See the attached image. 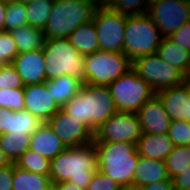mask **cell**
Returning a JSON list of instances; mask_svg holds the SVG:
<instances>
[{
	"label": "cell",
	"instance_id": "1",
	"mask_svg": "<svg viewBox=\"0 0 190 190\" xmlns=\"http://www.w3.org/2000/svg\"><path fill=\"white\" fill-rule=\"evenodd\" d=\"M62 108L93 133L117 112L109 86L86 83Z\"/></svg>",
	"mask_w": 190,
	"mask_h": 190
},
{
	"label": "cell",
	"instance_id": "2",
	"mask_svg": "<svg viewBox=\"0 0 190 190\" xmlns=\"http://www.w3.org/2000/svg\"><path fill=\"white\" fill-rule=\"evenodd\" d=\"M97 170V152L93 143L66 147L51 160V182L68 181L86 190Z\"/></svg>",
	"mask_w": 190,
	"mask_h": 190
},
{
	"label": "cell",
	"instance_id": "3",
	"mask_svg": "<svg viewBox=\"0 0 190 190\" xmlns=\"http://www.w3.org/2000/svg\"><path fill=\"white\" fill-rule=\"evenodd\" d=\"M97 152V169L110 176L122 188L133 187L139 154L136 144L92 142Z\"/></svg>",
	"mask_w": 190,
	"mask_h": 190
},
{
	"label": "cell",
	"instance_id": "4",
	"mask_svg": "<svg viewBox=\"0 0 190 190\" xmlns=\"http://www.w3.org/2000/svg\"><path fill=\"white\" fill-rule=\"evenodd\" d=\"M100 4V0H54L43 29L45 38H68L79 25L92 21Z\"/></svg>",
	"mask_w": 190,
	"mask_h": 190
},
{
	"label": "cell",
	"instance_id": "5",
	"mask_svg": "<svg viewBox=\"0 0 190 190\" xmlns=\"http://www.w3.org/2000/svg\"><path fill=\"white\" fill-rule=\"evenodd\" d=\"M42 50L47 80L70 75L85 83L84 55L70 43L69 38L46 39Z\"/></svg>",
	"mask_w": 190,
	"mask_h": 190
},
{
	"label": "cell",
	"instance_id": "6",
	"mask_svg": "<svg viewBox=\"0 0 190 190\" xmlns=\"http://www.w3.org/2000/svg\"><path fill=\"white\" fill-rule=\"evenodd\" d=\"M164 39L155 22L147 15L127 17L124 35V54L134 59L157 52Z\"/></svg>",
	"mask_w": 190,
	"mask_h": 190
},
{
	"label": "cell",
	"instance_id": "7",
	"mask_svg": "<svg viewBox=\"0 0 190 190\" xmlns=\"http://www.w3.org/2000/svg\"><path fill=\"white\" fill-rule=\"evenodd\" d=\"M85 83L109 86L132 68V61L123 52L98 50L84 55Z\"/></svg>",
	"mask_w": 190,
	"mask_h": 190
},
{
	"label": "cell",
	"instance_id": "8",
	"mask_svg": "<svg viewBox=\"0 0 190 190\" xmlns=\"http://www.w3.org/2000/svg\"><path fill=\"white\" fill-rule=\"evenodd\" d=\"M117 111L136 113L156 92L131 68L109 85Z\"/></svg>",
	"mask_w": 190,
	"mask_h": 190
},
{
	"label": "cell",
	"instance_id": "9",
	"mask_svg": "<svg viewBox=\"0 0 190 190\" xmlns=\"http://www.w3.org/2000/svg\"><path fill=\"white\" fill-rule=\"evenodd\" d=\"M132 69L150 84L156 93L183 84L186 76L180 69L161 59L157 53L134 59Z\"/></svg>",
	"mask_w": 190,
	"mask_h": 190
},
{
	"label": "cell",
	"instance_id": "10",
	"mask_svg": "<svg viewBox=\"0 0 190 190\" xmlns=\"http://www.w3.org/2000/svg\"><path fill=\"white\" fill-rule=\"evenodd\" d=\"M127 16L101 4L93 16L100 50L124 53V35Z\"/></svg>",
	"mask_w": 190,
	"mask_h": 190
},
{
	"label": "cell",
	"instance_id": "11",
	"mask_svg": "<svg viewBox=\"0 0 190 190\" xmlns=\"http://www.w3.org/2000/svg\"><path fill=\"white\" fill-rule=\"evenodd\" d=\"M141 134V125L136 113L117 111L95 131L93 142L136 144Z\"/></svg>",
	"mask_w": 190,
	"mask_h": 190
},
{
	"label": "cell",
	"instance_id": "12",
	"mask_svg": "<svg viewBox=\"0 0 190 190\" xmlns=\"http://www.w3.org/2000/svg\"><path fill=\"white\" fill-rule=\"evenodd\" d=\"M147 15L164 37L190 21V2L185 0H156L149 4Z\"/></svg>",
	"mask_w": 190,
	"mask_h": 190
},
{
	"label": "cell",
	"instance_id": "13",
	"mask_svg": "<svg viewBox=\"0 0 190 190\" xmlns=\"http://www.w3.org/2000/svg\"><path fill=\"white\" fill-rule=\"evenodd\" d=\"M47 123L65 147H81L91 144L94 140V133L63 108L59 109Z\"/></svg>",
	"mask_w": 190,
	"mask_h": 190
},
{
	"label": "cell",
	"instance_id": "14",
	"mask_svg": "<svg viewBox=\"0 0 190 190\" xmlns=\"http://www.w3.org/2000/svg\"><path fill=\"white\" fill-rule=\"evenodd\" d=\"M24 110L41 122H47L61 107L47 90L45 82L24 86Z\"/></svg>",
	"mask_w": 190,
	"mask_h": 190
},
{
	"label": "cell",
	"instance_id": "15",
	"mask_svg": "<svg viewBox=\"0 0 190 190\" xmlns=\"http://www.w3.org/2000/svg\"><path fill=\"white\" fill-rule=\"evenodd\" d=\"M142 132L166 134L172 119L167 114L164 104L157 94L149 99L137 112Z\"/></svg>",
	"mask_w": 190,
	"mask_h": 190
},
{
	"label": "cell",
	"instance_id": "16",
	"mask_svg": "<svg viewBox=\"0 0 190 190\" xmlns=\"http://www.w3.org/2000/svg\"><path fill=\"white\" fill-rule=\"evenodd\" d=\"M11 64L17 70L25 86L47 81L42 49L19 53Z\"/></svg>",
	"mask_w": 190,
	"mask_h": 190
},
{
	"label": "cell",
	"instance_id": "17",
	"mask_svg": "<svg viewBox=\"0 0 190 190\" xmlns=\"http://www.w3.org/2000/svg\"><path fill=\"white\" fill-rule=\"evenodd\" d=\"M156 94L172 120L190 119V93L185 83L160 90Z\"/></svg>",
	"mask_w": 190,
	"mask_h": 190
},
{
	"label": "cell",
	"instance_id": "18",
	"mask_svg": "<svg viewBox=\"0 0 190 190\" xmlns=\"http://www.w3.org/2000/svg\"><path fill=\"white\" fill-rule=\"evenodd\" d=\"M175 145L166 134H152L142 132L141 137L136 143V149L140 156L165 161L173 151Z\"/></svg>",
	"mask_w": 190,
	"mask_h": 190
},
{
	"label": "cell",
	"instance_id": "19",
	"mask_svg": "<svg viewBox=\"0 0 190 190\" xmlns=\"http://www.w3.org/2000/svg\"><path fill=\"white\" fill-rule=\"evenodd\" d=\"M66 147L60 138L53 132L47 122H44L31 135L29 149L40 153L43 157L52 160Z\"/></svg>",
	"mask_w": 190,
	"mask_h": 190
},
{
	"label": "cell",
	"instance_id": "20",
	"mask_svg": "<svg viewBox=\"0 0 190 190\" xmlns=\"http://www.w3.org/2000/svg\"><path fill=\"white\" fill-rule=\"evenodd\" d=\"M163 180H171L165 161L139 155L133 178V187L137 188Z\"/></svg>",
	"mask_w": 190,
	"mask_h": 190
},
{
	"label": "cell",
	"instance_id": "21",
	"mask_svg": "<svg viewBox=\"0 0 190 190\" xmlns=\"http://www.w3.org/2000/svg\"><path fill=\"white\" fill-rule=\"evenodd\" d=\"M45 83L47 90L51 92L53 99L61 108L81 90L84 84L81 80L70 75L47 80Z\"/></svg>",
	"mask_w": 190,
	"mask_h": 190
},
{
	"label": "cell",
	"instance_id": "22",
	"mask_svg": "<svg viewBox=\"0 0 190 190\" xmlns=\"http://www.w3.org/2000/svg\"><path fill=\"white\" fill-rule=\"evenodd\" d=\"M156 53L161 59L180 69L185 75L190 73V52L172 42L168 37H164Z\"/></svg>",
	"mask_w": 190,
	"mask_h": 190
},
{
	"label": "cell",
	"instance_id": "23",
	"mask_svg": "<svg viewBox=\"0 0 190 190\" xmlns=\"http://www.w3.org/2000/svg\"><path fill=\"white\" fill-rule=\"evenodd\" d=\"M68 38L70 43L83 55L92 54L100 50L93 21L79 25Z\"/></svg>",
	"mask_w": 190,
	"mask_h": 190
},
{
	"label": "cell",
	"instance_id": "24",
	"mask_svg": "<svg viewBox=\"0 0 190 190\" xmlns=\"http://www.w3.org/2000/svg\"><path fill=\"white\" fill-rule=\"evenodd\" d=\"M16 42L19 53L42 49L45 43L44 30L30 25L9 31Z\"/></svg>",
	"mask_w": 190,
	"mask_h": 190
},
{
	"label": "cell",
	"instance_id": "25",
	"mask_svg": "<svg viewBox=\"0 0 190 190\" xmlns=\"http://www.w3.org/2000/svg\"><path fill=\"white\" fill-rule=\"evenodd\" d=\"M50 176L20 169L14 163L13 190H51Z\"/></svg>",
	"mask_w": 190,
	"mask_h": 190
},
{
	"label": "cell",
	"instance_id": "26",
	"mask_svg": "<svg viewBox=\"0 0 190 190\" xmlns=\"http://www.w3.org/2000/svg\"><path fill=\"white\" fill-rule=\"evenodd\" d=\"M42 123L27 110L13 111L8 109L7 133L31 136Z\"/></svg>",
	"mask_w": 190,
	"mask_h": 190
},
{
	"label": "cell",
	"instance_id": "27",
	"mask_svg": "<svg viewBox=\"0 0 190 190\" xmlns=\"http://www.w3.org/2000/svg\"><path fill=\"white\" fill-rule=\"evenodd\" d=\"M31 136L18 133L0 134V148L10 159L15 162L25 151L29 149Z\"/></svg>",
	"mask_w": 190,
	"mask_h": 190
},
{
	"label": "cell",
	"instance_id": "28",
	"mask_svg": "<svg viewBox=\"0 0 190 190\" xmlns=\"http://www.w3.org/2000/svg\"><path fill=\"white\" fill-rule=\"evenodd\" d=\"M14 163L20 169L42 175H50L51 160L30 149L25 151Z\"/></svg>",
	"mask_w": 190,
	"mask_h": 190
},
{
	"label": "cell",
	"instance_id": "29",
	"mask_svg": "<svg viewBox=\"0 0 190 190\" xmlns=\"http://www.w3.org/2000/svg\"><path fill=\"white\" fill-rule=\"evenodd\" d=\"M53 5L54 0H37L25 4L28 16V25L44 29Z\"/></svg>",
	"mask_w": 190,
	"mask_h": 190
},
{
	"label": "cell",
	"instance_id": "30",
	"mask_svg": "<svg viewBox=\"0 0 190 190\" xmlns=\"http://www.w3.org/2000/svg\"><path fill=\"white\" fill-rule=\"evenodd\" d=\"M165 164L171 180L190 165V145L175 146L165 159Z\"/></svg>",
	"mask_w": 190,
	"mask_h": 190
},
{
	"label": "cell",
	"instance_id": "31",
	"mask_svg": "<svg viewBox=\"0 0 190 190\" xmlns=\"http://www.w3.org/2000/svg\"><path fill=\"white\" fill-rule=\"evenodd\" d=\"M102 3L127 17L147 14L150 4L148 0H103Z\"/></svg>",
	"mask_w": 190,
	"mask_h": 190
},
{
	"label": "cell",
	"instance_id": "32",
	"mask_svg": "<svg viewBox=\"0 0 190 190\" xmlns=\"http://www.w3.org/2000/svg\"><path fill=\"white\" fill-rule=\"evenodd\" d=\"M24 25H28L25 4L19 0L8 1L5 14V31L9 32Z\"/></svg>",
	"mask_w": 190,
	"mask_h": 190
},
{
	"label": "cell",
	"instance_id": "33",
	"mask_svg": "<svg viewBox=\"0 0 190 190\" xmlns=\"http://www.w3.org/2000/svg\"><path fill=\"white\" fill-rule=\"evenodd\" d=\"M24 88L0 89V108L24 110Z\"/></svg>",
	"mask_w": 190,
	"mask_h": 190
},
{
	"label": "cell",
	"instance_id": "34",
	"mask_svg": "<svg viewBox=\"0 0 190 190\" xmlns=\"http://www.w3.org/2000/svg\"><path fill=\"white\" fill-rule=\"evenodd\" d=\"M168 135L175 146L190 145V123L188 121L172 120Z\"/></svg>",
	"mask_w": 190,
	"mask_h": 190
},
{
	"label": "cell",
	"instance_id": "35",
	"mask_svg": "<svg viewBox=\"0 0 190 190\" xmlns=\"http://www.w3.org/2000/svg\"><path fill=\"white\" fill-rule=\"evenodd\" d=\"M18 54V47L10 32L0 31V65L11 63Z\"/></svg>",
	"mask_w": 190,
	"mask_h": 190
},
{
	"label": "cell",
	"instance_id": "36",
	"mask_svg": "<svg viewBox=\"0 0 190 190\" xmlns=\"http://www.w3.org/2000/svg\"><path fill=\"white\" fill-rule=\"evenodd\" d=\"M24 83L11 63L0 65V89L24 88Z\"/></svg>",
	"mask_w": 190,
	"mask_h": 190
},
{
	"label": "cell",
	"instance_id": "37",
	"mask_svg": "<svg viewBox=\"0 0 190 190\" xmlns=\"http://www.w3.org/2000/svg\"><path fill=\"white\" fill-rule=\"evenodd\" d=\"M86 190H122V187L110 176L97 169Z\"/></svg>",
	"mask_w": 190,
	"mask_h": 190
},
{
	"label": "cell",
	"instance_id": "38",
	"mask_svg": "<svg viewBox=\"0 0 190 190\" xmlns=\"http://www.w3.org/2000/svg\"><path fill=\"white\" fill-rule=\"evenodd\" d=\"M168 38L190 52V21L178 28Z\"/></svg>",
	"mask_w": 190,
	"mask_h": 190
},
{
	"label": "cell",
	"instance_id": "39",
	"mask_svg": "<svg viewBox=\"0 0 190 190\" xmlns=\"http://www.w3.org/2000/svg\"><path fill=\"white\" fill-rule=\"evenodd\" d=\"M14 162L0 168V190H13Z\"/></svg>",
	"mask_w": 190,
	"mask_h": 190
},
{
	"label": "cell",
	"instance_id": "40",
	"mask_svg": "<svg viewBox=\"0 0 190 190\" xmlns=\"http://www.w3.org/2000/svg\"><path fill=\"white\" fill-rule=\"evenodd\" d=\"M174 190H190V165L173 179Z\"/></svg>",
	"mask_w": 190,
	"mask_h": 190
},
{
	"label": "cell",
	"instance_id": "41",
	"mask_svg": "<svg viewBox=\"0 0 190 190\" xmlns=\"http://www.w3.org/2000/svg\"><path fill=\"white\" fill-rule=\"evenodd\" d=\"M137 188L138 190H174L172 180H163Z\"/></svg>",
	"mask_w": 190,
	"mask_h": 190
},
{
	"label": "cell",
	"instance_id": "42",
	"mask_svg": "<svg viewBox=\"0 0 190 190\" xmlns=\"http://www.w3.org/2000/svg\"><path fill=\"white\" fill-rule=\"evenodd\" d=\"M51 190H84L78 187L76 184H73L68 181H62L58 183H53L51 186Z\"/></svg>",
	"mask_w": 190,
	"mask_h": 190
},
{
	"label": "cell",
	"instance_id": "43",
	"mask_svg": "<svg viewBox=\"0 0 190 190\" xmlns=\"http://www.w3.org/2000/svg\"><path fill=\"white\" fill-rule=\"evenodd\" d=\"M8 109L0 108V134L7 133Z\"/></svg>",
	"mask_w": 190,
	"mask_h": 190
},
{
	"label": "cell",
	"instance_id": "44",
	"mask_svg": "<svg viewBox=\"0 0 190 190\" xmlns=\"http://www.w3.org/2000/svg\"><path fill=\"white\" fill-rule=\"evenodd\" d=\"M7 2V0H0V31H5V14Z\"/></svg>",
	"mask_w": 190,
	"mask_h": 190
},
{
	"label": "cell",
	"instance_id": "45",
	"mask_svg": "<svg viewBox=\"0 0 190 190\" xmlns=\"http://www.w3.org/2000/svg\"><path fill=\"white\" fill-rule=\"evenodd\" d=\"M12 162L0 148V168L10 165Z\"/></svg>",
	"mask_w": 190,
	"mask_h": 190
},
{
	"label": "cell",
	"instance_id": "46",
	"mask_svg": "<svg viewBox=\"0 0 190 190\" xmlns=\"http://www.w3.org/2000/svg\"><path fill=\"white\" fill-rule=\"evenodd\" d=\"M185 85L187 86L188 90H189V93H190V73H188L186 76H185V81H184Z\"/></svg>",
	"mask_w": 190,
	"mask_h": 190
},
{
	"label": "cell",
	"instance_id": "47",
	"mask_svg": "<svg viewBox=\"0 0 190 190\" xmlns=\"http://www.w3.org/2000/svg\"><path fill=\"white\" fill-rule=\"evenodd\" d=\"M19 1H22L24 4H28L37 0H19Z\"/></svg>",
	"mask_w": 190,
	"mask_h": 190
},
{
	"label": "cell",
	"instance_id": "48",
	"mask_svg": "<svg viewBox=\"0 0 190 190\" xmlns=\"http://www.w3.org/2000/svg\"><path fill=\"white\" fill-rule=\"evenodd\" d=\"M122 190H138V188H135V187H126V188H122Z\"/></svg>",
	"mask_w": 190,
	"mask_h": 190
}]
</instances>
